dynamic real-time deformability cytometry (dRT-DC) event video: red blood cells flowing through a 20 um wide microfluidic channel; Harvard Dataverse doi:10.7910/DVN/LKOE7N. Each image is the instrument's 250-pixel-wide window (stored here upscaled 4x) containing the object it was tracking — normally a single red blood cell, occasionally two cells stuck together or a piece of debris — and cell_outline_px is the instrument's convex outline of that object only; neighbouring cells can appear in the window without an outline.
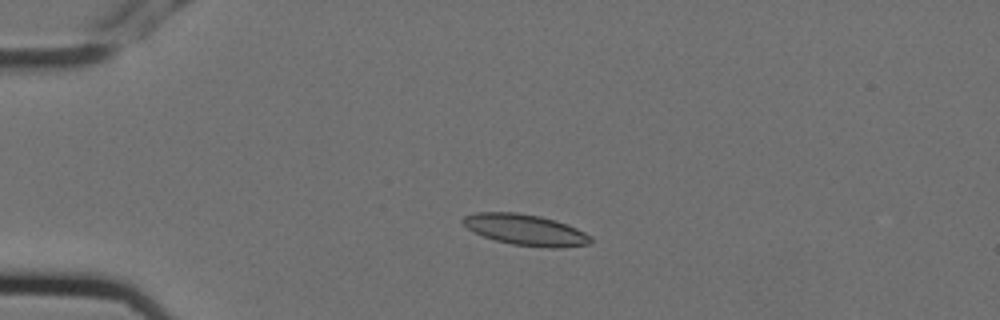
{"species": "Egyptian fruit bat (a non-hibernating species)", "species_latin": "Rousettus aegyptiacus", "temperature_condition": "cold", "stored_images_in_passage": 4, "camera_frame_rate_fps": 3000, "um_per_image_px": 0.085, "animal": {"sex": "female"}, "frame": {"image": 1, "passage_image": 3, "time_ms": 0.667, "image_size_px": [1000, 320], "cell_outline_px": [[592, 240], [588, 244], [560, 248], [548, 248], [512, 244], [496, 240], [484, 236], [468, 228], [460, 220], [464, 216], [476, 212], [516, 212], [540, 216], [556, 220], [568, 224], [592, 236]], "centroid_in_image_um": [44.69, 19.53], "position_along_channel_um": 40.3, "area_um2": 23.06}}